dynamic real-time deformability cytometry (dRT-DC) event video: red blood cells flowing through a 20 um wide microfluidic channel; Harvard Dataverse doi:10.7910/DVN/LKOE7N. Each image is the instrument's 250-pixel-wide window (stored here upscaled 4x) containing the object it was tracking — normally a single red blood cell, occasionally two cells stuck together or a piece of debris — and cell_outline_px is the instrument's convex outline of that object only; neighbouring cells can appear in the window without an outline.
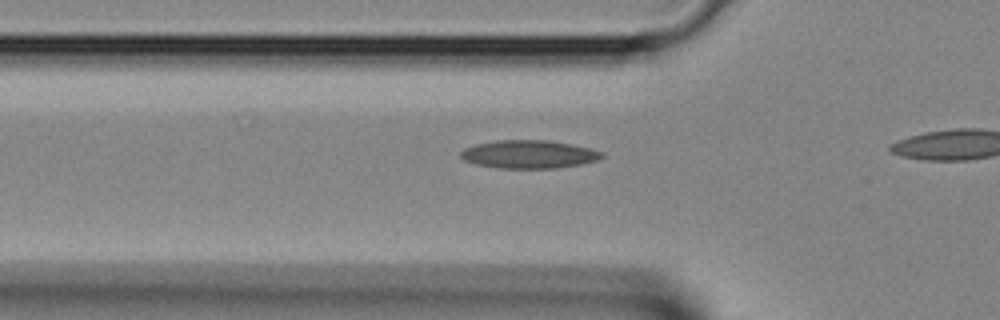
{"species": "Egyptian fruit bat (a non-hibernating species)", "species_latin": "Rousettus aegyptiacus", "temperature_condition": "room temperature", "stored_images_in_passage": 14, "camera_frame_rate_fps": 3000, "um_per_image_px": 0.085, "animal": {"sex": "female"}, "frame": {"image": 1, "passage_image": 10, "time_ms": 3.0, "image_size_px": [1000, 320], "cell_outline_px": [[604, 156], [596, 160], [580, 164], [556, 168], [496, 168], [476, 164], [464, 160], [460, 156], [460, 152], [464, 148], [476, 144], [496, 140], [548, 140], [572, 144], [592, 148], [604, 152]], "centroid_in_image_um": [44.96, 13.11], "position_along_channel_um": 80.8, "area_um2": 23.24}}